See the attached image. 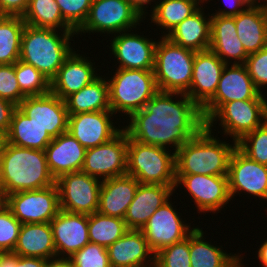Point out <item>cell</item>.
<instances>
[{"label":"cell","mask_w":267,"mask_h":267,"mask_svg":"<svg viewBox=\"0 0 267 267\" xmlns=\"http://www.w3.org/2000/svg\"><path fill=\"white\" fill-rule=\"evenodd\" d=\"M52 139L34 118L27 117L18 107L14 110L7 133V143L45 151Z\"/></svg>","instance_id":"1f68e13d"},{"label":"cell","mask_w":267,"mask_h":267,"mask_svg":"<svg viewBox=\"0 0 267 267\" xmlns=\"http://www.w3.org/2000/svg\"><path fill=\"white\" fill-rule=\"evenodd\" d=\"M22 223L9 208L0 212V251L13 252Z\"/></svg>","instance_id":"ee69618b"},{"label":"cell","mask_w":267,"mask_h":267,"mask_svg":"<svg viewBox=\"0 0 267 267\" xmlns=\"http://www.w3.org/2000/svg\"><path fill=\"white\" fill-rule=\"evenodd\" d=\"M25 97L26 96L20 91L18 80L15 75V63L0 64V98L18 107Z\"/></svg>","instance_id":"7bdbcfd3"},{"label":"cell","mask_w":267,"mask_h":267,"mask_svg":"<svg viewBox=\"0 0 267 267\" xmlns=\"http://www.w3.org/2000/svg\"><path fill=\"white\" fill-rule=\"evenodd\" d=\"M111 267H154L155 253L141 230L128 231L107 247Z\"/></svg>","instance_id":"603a6c76"},{"label":"cell","mask_w":267,"mask_h":267,"mask_svg":"<svg viewBox=\"0 0 267 267\" xmlns=\"http://www.w3.org/2000/svg\"><path fill=\"white\" fill-rule=\"evenodd\" d=\"M138 185L139 181L127 174L102 180L98 212L124 219Z\"/></svg>","instance_id":"4316f807"},{"label":"cell","mask_w":267,"mask_h":267,"mask_svg":"<svg viewBox=\"0 0 267 267\" xmlns=\"http://www.w3.org/2000/svg\"><path fill=\"white\" fill-rule=\"evenodd\" d=\"M201 7L194 0H159L156 6L148 12V18L153 26L161 29V36H166L185 18L191 16ZM154 23V24H153Z\"/></svg>","instance_id":"836d02e7"},{"label":"cell","mask_w":267,"mask_h":267,"mask_svg":"<svg viewBox=\"0 0 267 267\" xmlns=\"http://www.w3.org/2000/svg\"><path fill=\"white\" fill-rule=\"evenodd\" d=\"M13 253L23 257L56 260V249L50 223L22 224Z\"/></svg>","instance_id":"f546056e"},{"label":"cell","mask_w":267,"mask_h":267,"mask_svg":"<svg viewBox=\"0 0 267 267\" xmlns=\"http://www.w3.org/2000/svg\"><path fill=\"white\" fill-rule=\"evenodd\" d=\"M240 255H242V256H240V267H245L246 265H244V263H242V262L244 261V257H245V256H243L242 252H241ZM242 259H243V260H242ZM246 267H247V266H246Z\"/></svg>","instance_id":"91938a15"},{"label":"cell","mask_w":267,"mask_h":267,"mask_svg":"<svg viewBox=\"0 0 267 267\" xmlns=\"http://www.w3.org/2000/svg\"><path fill=\"white\" fill-rule=\"evenodd\" d=\"M78 49L76 48L71 53L59 68L57 75L50 81V91L62 100L72 93L78 92L103 74L102 68H97L99 65L96 66V62L88 55L80 54L81 50Z\"/></svg>","instance_id":"d6986e66"},{"label":"cell","mask_w":267,"mask_h":267,"mask_svg":"<svg viewBox=\"0 0 267 267\" xmlns=\"http://www.w3.org/2000/svg\"><path fill=\"white\" fill-rule=\"evenodd\" d=\"M56 259L67 260L89 241L88 215L60 210L50 221Z\"/></svg>","instance_id":"ffe728a7"},{"label":"cell","mask_w":267,"mask_h":267,"mask_svg":"<svg viewBox=\"0 0 267 267\" xmlns=\"http://www.w3.org/2000/svg\"><path fill=\"white\" fill-rule=\"evenodd\" d=\"M175 185L139 183L124 221L128 229L141 230L155 210L174 196Z\"/></svg>","instance_id":"cb8c5ba5"},{"label":"cell","mask_w":267,"mask_h":267,"mask_svg":"<svg viewBox=\"0 0 267 267\" xmlns=\"http://www.w3.org/2000/svg\"><path fill=\"white\" fill-rule=\"evenodd\" d=\"M8 208V193L6 189L0 184V212Z\"/></svg>","instance_id":"db71d44e"},{"label":"cell","mask_w":267,"mask_h":267,"mask_svg":"<svg viewBox=\"0 0 267 267\" xmlns=\"http://www.w3.org/2000/svg\"><path fill=\"white\" fill-rule=\"evenodd\" d=\"M65 103L69 115L94 111H111L106 75H100L92 83L78 92L72 93L65 99Z\"/></svg>","instance_id":"d6a6232c"},{"label":"cell","mask_w":267,"mask_h":267,"mask_svg":"<svg viewBox=\"0 0 267 267\" xmlns=\"http://www.w3.org/2000/svg\"><path fill=\"white\" fill-rule=\"evenodd\" d=\"M181 187L184 188V193L187 191L184 196L189 194L192 200L190 203H194L191 205H195L193 208H196L200 215L205 213L206 216L208 212L218 214L222 209L225 210L224 207L227 208L226 205L232 200L227 175H176L174 193L182 189Z\"/></svg>","instance_id":"30bf717a"},{"label":"cell","mask_w":267,"mask_h":267,"mask_svg":"<svg viewBox=\"0 0 267 267\" xmlns=\"http://www.w3.org/2000/svg\"><path fill=\"white\" fill-rule=\"evenodd\" d=\"M154 267H191L189 236L155 253Z\"/></svg>","instance_id":"ab89813d"},{"label":"cell","mask_w":267,"mask_h":267,"mask_svg":"<svg viewBox=\"0 0 267 267\" xmlns=\"http://www.w3.org/2000/svg\"><path fill=\"white\" fill-rule=\"evenodd\" d=\"M194 58L195 51L159 36L153 70L158 90L186 93L192 81Z\"/></svg>","instance_id":"52a82bcc"},{"label":"cell","mask_w":267,"mask_h":267,"mask_svg":"<svg viewBox=\"0 0 267 267\" xmlns=\"http://www.w3.org/2000/svg\"><path fill=\"white\" fill-rule=\"evenodd\" d=\"M267 120V100H236L224 103L207 121L206 127L228 140L238 142L244 135L254 131ZM217 122H219L218 126ZM215 128V129H214ZM227 136V137H226Z\"/></svg>","instance_id":"9c48e42d"},{"label":"cell","mask_w":267,"mask_h":267,"mask_svg":"<svg viewBox=\"0 0 267 267\" xmlns=\"http://www.w3.org/2000/svg\"><path fill=\"white\" fill-rule=\"evenodd\" d=\"M7 144V133L0 129V153L5 149Z\"/></svg>","instance_id":"9f6ffc18"},{"label":"cell","mask_w":267,"mask_h":267,"mask_svg":"<svg viewBox=\"0 0 267 267\" xmlns=\"http://www.w3.org/2000/svg\"><path fill=\"white\" fill-rule=\"evenodd\" d=\"M67 260L72 267H111L107 248L91 242Z\"/></svg>","instance_id":"60d3db41"},{"label":"cell","mask_w":267,"mask_h":267,"mask_svg":"<svg viewBox=\"0 0 267 267\" xmlns=\"http://www.w3.org/2000/svg\"><path fill=\"white\" fill-rule=\"evenodd\" d=\"M196 1L198 4H200L201 6H204L203 4H207L209 2V0H194Z\"/></svg>","instance_id":"680465c9"},{"label":"cell","mask_w":267,"mask_h":267,"mask_svg":"<svg viewBox=\"0 0 267 267\" xmlns=\"http://www.w3.org/2000/svg\"><path fill=\"white\" fill-rule=\"evenodd\" d=\"M203 228L198 225L189 235L191 267H240V252L228 253L223 245L205 240Z\"/></svg>","instance_id":"f1b7e54d"},{"label":"cell","mask_w":267,"mask_h":267,"mask_svg":"<svg viewBox=\"0 0 267 267\" xmlns=\"http://www.w3.org/2000/svg\"><path fill=\"white\" fill-rule=\"evenodd\" d=\"M227 177L232 201L236 195L267 201V165L251 160L237 147L231 155Z\"/></svg>","instance_id":"e0dca14e"},{"label":"cell","mask_w":267,"mask_h":267,"mask_svg":"<svg viewBox=\"0 0 267 267\" xmlns=\"http://www.w3.org/2000/svg\"><path fill=\"white\" fill-rule=\"evenodd\" d=\"M127 231L128 228L122 218L107 216L98 211L88 215V235L91 243L107 248Z\"/></svg>","instance_id":"8d00e7d4"},{"label":"cell","mask_w":267,"mask_h":267,"mask_svg":"<svg viewBox=\"0 0 267 267\" xmlns=\"http://www.w3.org/2000/svg\"><path fill=\"white\" fill-rule=\"evenodd\" d=\"M250 5H257L267 9V0H249Z\"/></svg>","instance_id":"6f0895ef"},{"label":"cell","mask_w":267,"mask_h":267,"mask_svg":"<svg viewBox=\"0 0 267 267\" xmlns=\"http://www.w3.org/2000/svg\"><path fill=\"white\" fill-rule=\"evenodd\" d=\"M65 22L77 32L86 21L93 0H55Z\"/></svg>","instance_id":"b9f144b4"},{"label":"cell","mask_w":267,"mask_h":267,"mask_svg":"<svg viewBox=\"0 0 267 267\" xmlns=\"http://www.w3.org/2000/svg\"><path fill=\"white\" fill-rule=\"evenodd\" d=\"M86 150L68 132L53 138L45 148V154L48 168L55 180L63 174L81 171Z\"/></svg>","instance_id":"484cf974"},{"label":"cell","mask_w":267,"mask_h":267,"mask_svg":"<svg viewBox=\"0 0 267 267\" xmlns=\"http://www.w3.org/2000/svg\"><path fill=\"white\" fill-rule=\"evenodd\" d=\"M51 260L39 257H23L16 254V267H47Z\"/></svg>","instance_id":"681fc988"},{"label":"cell","mask_w":267,"mask_h":267,"mask_svg":"<svg viewBox=\"0 0 267 267\" xmlns=\"http://www.w3.org/2000/svg\"><path fill=\"white\" fill-rule=\"evenodd\" d=\"M244 65L257 90L267 95V45L258 52L249 54Z\"/></svg>","instance_id":"f6af8a7d"},{"label":"cell","mask_w":267,"mask_h":267,"mask_svg":"<svg viewBox=\"0 0 267 267\" xmlns=\"http://www.w3.org/2000/svg\"><path fill=\"white\" fill-rule=\"evenodd\" d=\"M206 7L208 5H204V8L201 6L195 13L175 26L165 37L174 44L195 52L209 49L211 13L209 10H205Z\"/></svg>","instance_id":"83f0119b"},{"label":"cell","mask_w":267,"mask_h":267,"mask_svg":"<svg viewBox=\"0 0 267 267\" xmlns=\"http://www.w3.org/2000/svg\"><path fill=\"white\" fill-rule=\"evenodd\" d=\"M73 37H77L75 31L25 25L19 60L31 64L51 81L75 50Z\"/></svg>","instance_id":"277c9868"},{"label":"cell","mask_w":267,"mask_h":267,"mask_svg":"<svg viewBox=\"0 0 267 267\" xmlns=\"http://www.w3.org/2000/svg\"><path fill=\"white\" fill-rule=\"evenodd\" d=\"M225 65L210 49L195 52L192 81L185 94L200 108L214 96Z\"/></svg>","instance_id":"7402d4cb"},{"label":"cell","mask_w":267,"mask_h":267,"mask_svg":"<svg viewBox=\"0 0 267 267\" xmlns=\"http://www.w3.org/2000/svg\"><path fill=\"white\" fill-rule=\"evenodd\" d=\"M47 267H72L68 260L56 259L51 261Z\"/></svg>","instance_id":"11a10c76"},{"label":"cell","mask_w":267,"mask_h":267,"mask_svg":"<svg viewBox=\"0 0 267 267\" xmlns=\"http://www.w3.org/2000/svg\"><path fill=\"white\" fill-rule=\"evenodd\" d=\"M29 0H0V15L23 16Z\"/></svg>","instance_id":"7dc6e473"},{"label":"cell","mask_w":267,"mask_h":267,"mask_svg":"<svg viewBox=\"0 0 267 267\" xmlns=\"http://www.w3.org/2000/svg\"><path fill=\"white\" fill-rule=\"evenodd\" d=\"M126 122L123 129L131 139L174 153L206 126L201 108L185 93L162 91Z\"/></svg>","instance_id":"6da1fadb"},{"label":"cell","mask_w":267,"mask_h":267,"mask_svg":"<svg viewBox=\"0 0 267 267\" xmlns=\"http://www.w3.org/2000/svg\"><path fill=\"white\" fill-rule=\"evenodd\" d=\"M22 19L26 25L36 28L74 31L63 19L59 5L55 0H29Z\"/></svg>","instance_id":"e575fe53"},{"label":"cell","mask_w":267,"mask_h":267,"mask_svg":"<svg viewBox=\"0 0 267 267\" xmlns=\"http://www.w3.org/2000/svg\"><path fill=\"white\" fill-rule=\"evenodd\" d=\"M0 267H16V254L0 251Z\"/></svg>","instance_id":"816d5d0a"},{"label":"cell","mask_w":267,"mask_h":267,"mask_svg":"<svg viewBox=\"0 0 267 267\" xmlns=\"http://www.w3.org/2000/svg\"><path fill=\"white\" fill-rule=\"evenodd\" d=\"M135 30V31H134ZM137 28L112 35L109 45V59L114 60V68L154 70L155 49L159 37L148 36ZM151 36V38L149 37ZM149 37V38H148ZM115 58V59H113ZM117 61V62H116Z\"/></svg>","instance_id":"8fae6325"},{"label":"cell","mask_w":267,"mask_h":267,"mask_svg":"<svg viewBox=\"0 0 267 267\" xmlns=\"http://www.w3.org/2000/svg\"><path fill=\"white\" fill-rule=\"evenodd\" d=\"M144 20L143 15L125 0H93L89 15L76 36L83 37L87 33L91 38L90 35L100 33L108 39L120 32L139 29Z\"/></svg>","instance_id":"ba28073f"},{"label":"cell","mask_w":267,"mask_h":267,"mask_svg":"<svg viewBox=\"0 0 267 267\" xmlns=\"http://www.w3.org/2000/svg\"><path fill=\"white\" fill-rule=\"evenodd\" d=\"M125 1L130 3L135 9H137L143 15L144 18H146L148 15V11L150 12L156 6L159 0H125ZM149 5H151L150 8Z\"/></svg>","instance_id":"f907efd6"},{"label":"cell","mask_w":267,"mask_h":267,"mask_svg":"<svg viewBox=\"0 0 267 267\" xmlns=\"http://www.w3.org/2000/svg\"><path fill=\"white\" fill-rule=\"evenodd\" d=\"M108 75L110 107L119 120L120 116L125 120L143 109L159 91L153 70L113 68Z\"/></svg>","instance_id":"5b68a950"},{"label":"cell","mask_w":267,"mask_h":267,"mask_svg":"<svg viewBox=\"0 0 267 267\" xmlns=\"http://www.w3.org/2000/svg\"><path fill=\"white\" fill-rule=\"evenodd\" d=\"M265 240L263 241V243H261L258 248V250L256 251V258L259 260L258 262H260L258 265L260 267H267V239L264 238Z\"/></svg>","instance_id":"f5cc1de1"},{"label":"cell","mask_w":267,"mask_h":267,"mask_svg":"<svg viewBox=\"0 0 267 267\" xmlns=\"http://www.w3.org/2000/svg\"><path fill=\"white\" fill-rule=\"evenodd\" d=\"M116 117L112 111H94L69 115L68 133L84 148L96 147L110 141L123 129V126L119 124L122 120L120 121ZM114 119H117L116 122Z\"/></svg>","instance_id":"ac0fdd59"},{"label":"cell","mask_w":267,"mask_h":267,"mask_svg":"<svg viewBox=\"0 0 267 267\" xmlns=\"http://www.w3.org/2000/svg\"><path fill=\"white\" fill-rule=\"evenodd\" d=\"M215 134L205 126L177 150L176 175H228L229 161L237 142L229 140L230 143Z\"/></svg>","instance_id":"7a4b0ae2"},{"label":"cell","mask_w":267,"mask_h":267,"mask_svg":"<svg viewBox=\"0 0 267 267\" xmlns=\"http://www.w3.org/2000/svg\"><path fill=\"white\" fill-rule=\"evenodd\" d=\"M25 25L21 16L0 15V64L19 60Z\"/></svg>","instance_id":"d590c367"},{"label":"cell","mask_w":267,"mask_h":267,"mask_svg":"<svg viewBox=\"0 0 267 267\" xmlns=\"http://www.w3.org/2000/svg\"><path fill=\"white\" fill-rule=\"evenodd\" d=\"M210 1L213 0H209ZM223 3L226 7L223 8L224 6H221L222 8L220 9L218 6L217 10L213 12L211 15H220V16H230L234 17L237 16L240 12L245 10L249 5L250 2L249 0H222ZM229 8V9H228Z\"/></svg>","instance_id":"bcb514c9"},{"label":"cell","mask_w":267,"mask_h":267,"mask_svg":"<svg viewBox=\"0 0 267 267\" xmlns=\"http://www.w3.org/2000/svg\"><path fill=\"white\" fill-rule=\"evenodd\" d=\"M15 75L20 91L27 96H39L50 92V81L31 64L15 62Z\"/></svg>","instance_id":"74e56055"},{"label":"cell","mask_w":267,"mask_h":267,"mask_svg":"<svg viewBox=\"0 0 267 267\" xmlns=\"http://www.w3.org/2000/svg\"><path fill=\"white\" fill-rule=\"evenodd\" d=\"M209 49L225 64H245L249 55L238 38L235 16L211 15Z\"/></svg>","instance_id":"d4e9b609"},{"label":"cell","mask_w":267,"mask_h":267,"mask_svg":"<svg viewBox=\"0 0 267 267\" xmlns=\"http://www.w3.org/2000/svg\"><path fill=\"white\" fill-rule=\"evenodd\" d=\"M8 208L22 224L50 223L61 210L57 186L10 194Z\"/></svg>","instance_id":"2e32d148"},{"label":"cell","mask_w":267,"mask_h":267,"mask_svg":"<svg viewBox=\"0 0 267 267\" xmlns=\"http://www.w3.org/2000/svg\"><path fill=\"white\" fill-rule=\"evenodd\" d=\"M45 151L7 143L0 153V184L8 195L42 189L55 184Z\"/></svg>","instance_id":"3957f363"},{"label":"cell","mask_w":267,"mask_h":267,"mask_svg":"<svg viewBox=\"0 0 267 267\" xmlns=\"http://www.w3.org/2000/svg\"><path fill=\"white\" fill-rule=\"evenodd\" d=\"M175 153L169 149L139 143L128 136L127 175L142 184L175 185Z\"/></svg>","instance_id":"8992f818"},{"label":"cell","mask_w":267,"mask_h":267,"mask_svg":"<svg viewBox=\"0 0 267 267\" xmlns=\"http://www.w3.org/2000/svg\"><path fill=\"white\" fill-rule=\"evenodd\" d=\"M55 184L61 210L87 215L98 211L102 180L76 171L61 175Z\"/></svg>","instance_id":"7c38bea8"},{"label":"cell","mask_w":267,"mask_h":267,"mask_svg":"<svg viewBox=\"0 0 267 267\" xmlns=\"http://www.w3.org/2000/svg\"><path fill=\"white\" fill-rule=\"evenodd\" d=\"M128 134L122 129L110 141L88 148L81 171L106 180L127 174Z\"/></svg>","instance_id":"9a60e30c"},{"label":"cell","mask_w":267,"mask_h":267,"mask_svg":"<svg viewBox=\"0 0 267 267\" xmlns=\"http://www.w3.org/2000/svg\"><path fill=\"white\" fill-rule=\"evenodd\" d=\"M16 108L15 104L0 98V129L6 133L9 131L11 118Z\"/></svg>","instance_id":"c3c4849f"},{"label":"cell","mask_w":267,"mask_h":267,"mask_svg":"<svg viewBox=\"0 0 267 267\" xmlns=\"http://www.w3.org/2000/svg\"><path fill=\"white\" fill-rule=\"evenodd\" d=\"M237 148L251 160L267 165V120L244 135L237 142Z\"/></svg>","instance_id":"f35d334b"},{"label":"cell","mask_w":267,"mask_h":267,"mask_svg":"<svg viewBox=\"0 0 267 267\" xmlns=\"http://www.w3.org/2000/svg\"><path fill=\"white\" fill-rule=\"evenodd\" d=\"M238 38L246 53H256L267 45V9L249 5L235 16Z\"/></svg>","instance_id":"4dcf8cb0"},{"label":"cell","mask_w":267,"mask_h":267,"mask_svg":"<svg viewBox=\"0 0 267 267\" xmlns=\"http://www.w3.org/2000/svg\"><path fill=\"white\" fill-rule=\"evenodd\" d=\"M18 108L29 118H34L52 138L68 132V111L65 100L51 91L44 95L27 96Z\"/></svg>","instance_id":"44dd1931"},{"label":"cell","mask_w":267,"mask_h":267,"mask_svg":"<svg viewBox=\"0 0 267 267\" xmlns=\"http://www.w3.org/2000/svg\"><path fill=\"white\" fill-rule=\"evenodd\" d=\"M236 100H267L255 87L244 64H226L214 96L201 108L205 122L224 104Z\"/></svg>","instance_id":"5bb4252c"},{"label":"cell","mask_w":267,"mask_h":267,"mask_svg":"<svg viewBox=\"0 0 267 267\" xmlns=\"http://www.w3.org/2000/svg\"><path fill=\"white\" fill-rule=\"evenodd\" d=\"M170 198L162 206L157 208L147 223L141 229L154 253L162 248L180 242L187 238L198 225L187 223L181 212L174 207ZM186 222V223H185Z\"/></svg>","instance_id":"4fadbf2b"}]
</instances>
